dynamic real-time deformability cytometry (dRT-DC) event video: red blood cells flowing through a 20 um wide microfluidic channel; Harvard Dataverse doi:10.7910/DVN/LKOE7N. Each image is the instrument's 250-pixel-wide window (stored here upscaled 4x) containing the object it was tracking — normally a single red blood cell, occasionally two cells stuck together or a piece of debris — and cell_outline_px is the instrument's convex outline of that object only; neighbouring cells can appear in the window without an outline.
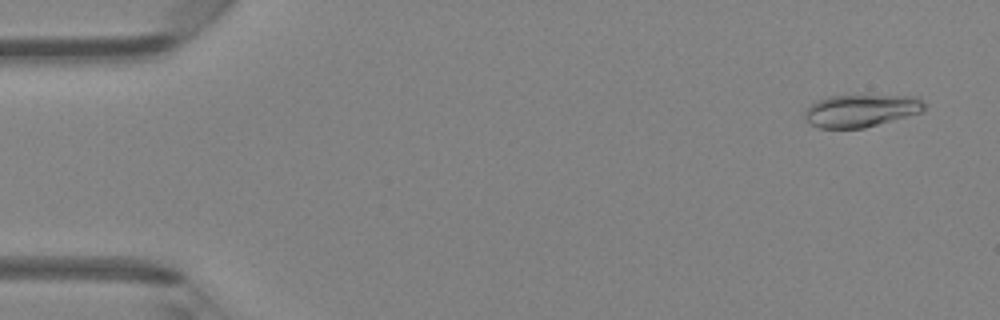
{"species": "Egyptian fruit bat (a non-hibernating species)", "species_latin": "Rousettus aegyptiacus", "temperature_condition": "room temperature", "stored_images_in_passage": 47, "camera_frame_rate_fps": 3000, "um_per_image_px": 0.085, "animal": {"sex": "female"}, "frame": {"image": 1, "passage_image": 3, "time_ms": 0.667, "image_size_px": [1000, 320], "cell_outline_px": [[928, 104], [924, 112], [864, 128], [820, 128], [804, 120], [804, 112], [812, 104], [828, 96], [920, 96]], "centroid_in_image_um": [73.27, 9.41], "position_along_channel_um": 11.7, "area_um2": 22.77}}
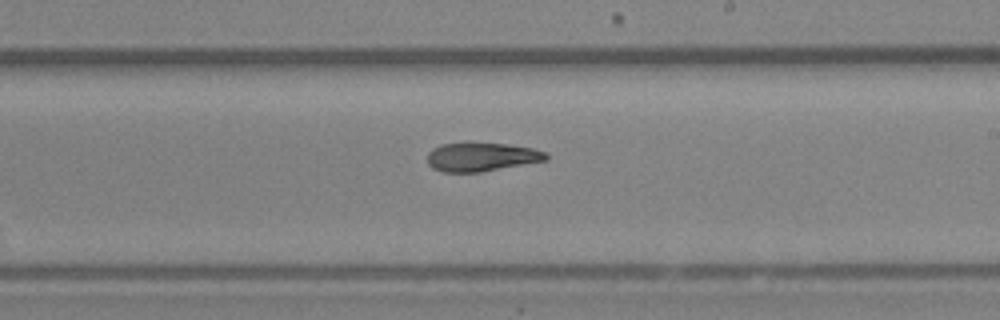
{"frame": {"image": 2, "passage_image": 28, "time_ms": 9.0, "image_size_px": [1000, 320], "cell_outline_px": [[548, 160], [480, 172], [444, 172], [432, 168], [428, 164], [428, 152], [432, 148], [440, 144], [508, 144], [532, 148], [548, 152]], "centroid_in_image_um": [40.94, 13.35], "position_along_channel_um": 248.1, "area_um2": 19.65}}
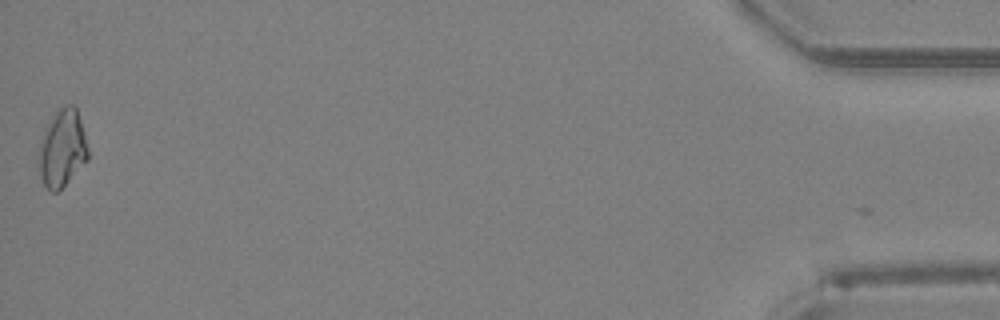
{"frame": {"image": 3, "passage_image": 47, "time_ms": 15.333, "image_size_px": [1000, 320], "cell_outline_px": [[88, 160], [56, 192], [48, 192], [40, 176], [36, 164], [36, 160], [40, 140], [44, 128], [52, 116], [64, 104], [72, 104], [76, 108], [84, 132], [88, 148]], "centroid_in_image_um": [5.24, 12.61], "position_along_channel_um": 430.0, "area_um2": 22.48}, "authors_computed_cell_mechanics": {"area_um2": 20.8658, "velocity_mm_per_s": 4.3576, "shape_relaxation_time_tau1_ms": 6.3268, "shape_relaxation_time_tau2_ms": 3.4433, "deformation_change_tau1": 0.175, "deformation_change_tau2": 0.1072}}